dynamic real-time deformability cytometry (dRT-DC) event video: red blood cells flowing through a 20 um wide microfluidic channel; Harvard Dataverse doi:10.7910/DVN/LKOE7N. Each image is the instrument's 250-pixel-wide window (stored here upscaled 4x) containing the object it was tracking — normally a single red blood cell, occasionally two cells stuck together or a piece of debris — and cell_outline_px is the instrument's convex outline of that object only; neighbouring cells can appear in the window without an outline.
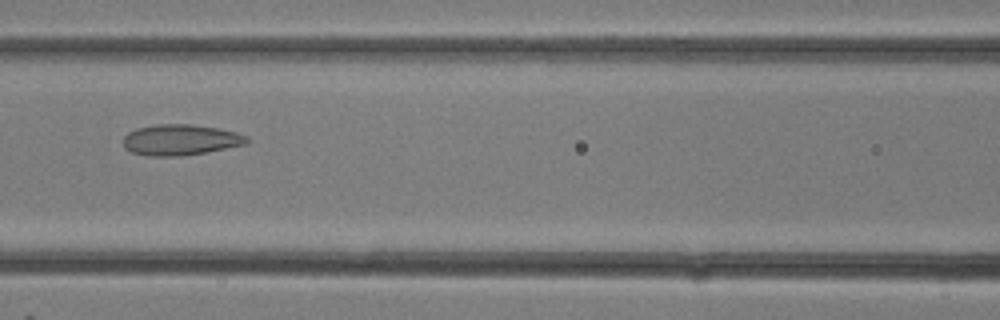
{"species": "common noctule bat (a hibernating species)", "species_latin": "Nyctalus noctula", "temperature_condition": "room temperature", "stored_images_in_passage": 29, "camera_frame_rate_fps": 3000, "um_per_image_px": 0.085, "animal": {"sex": "female"}, "frame": {"image": 1, "passage_image": 13, "time_ms": 4.0, "image_size_px": [1000, 320], "cell_outline_px": [[248, 140], [244, 144], [204, 152], [180, 156], [148, 156], [132, 152], [124, 148], [124, 136], [128, 132], [136, 128], [156, 124], [192, 124], [216, 128], [236, 132], [248, 136]], "centroid_in_image_um": [15.29, 11.88], "position_along_channel_um": 151.3, "area_um2": 22.02}}
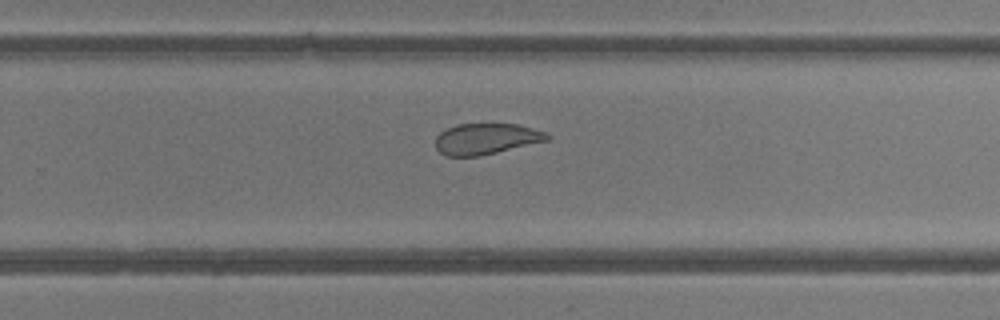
{"frame": {"image": 2, "passage_image": 19, "time_ms": 6.0, "image_size_px": [1000, 320], "cell_outline_px": [[552, 140], [480, 156], [444, 156], [436, 148], [436, 136], [440, 132], [456, 124], [516, 124], [532, 128], [544, 132], [552, 136]], "centroid_in_image_um": [41.35, 11.81], "position_along_channel_um": 288.4, "area_um2": 20.35}}
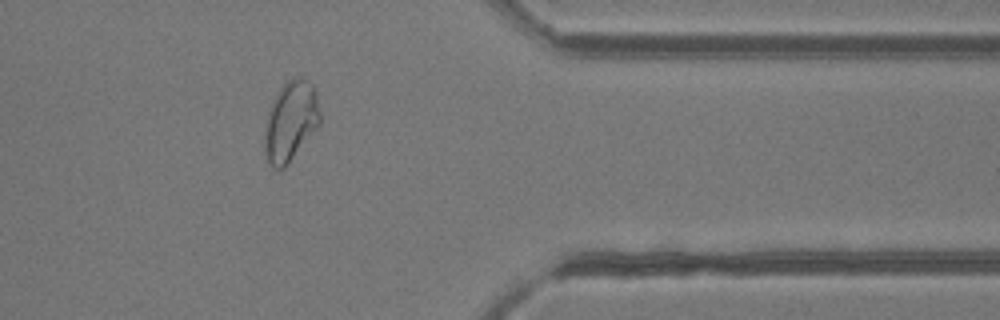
{"frame": {"image": 3, "passage_image": 24, "time_ms": 7.667, "image_size_px": [1000, 320], "cell_outline_px": [[320, 124], [288, 164], [284, 168], [272, 168], [268, 160], [264, 148], [264, 136], [268, 112], [272, 100], [280, 88], [288, 80], [300, 76], [308, 80], [312, 84], [316, 92], [320, 112]], "centroid_in_image_um": [24.71, 10.29], "position_along_channel_um": 386.7, "area_um2": 25.78}}